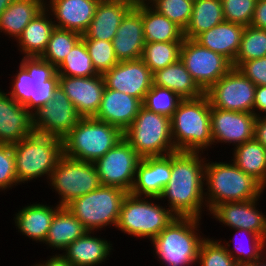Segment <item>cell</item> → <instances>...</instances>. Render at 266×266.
I'll return each mask as SVG.
<instances>
[{"label":"cell","instance_id":"30bf717a","mask_svg":"<svg viewBox=\"0 0 266 266\" xmlns=\"http://www.w3.org/2000/svg\"><path fill=\"white\" fill-rule=\"evenodd\" d=\"M127 194L128 192L118 187L101 185L98 189L74 199L65 207L88 231H101V228L106 226L116 227Z\"/></svg>","mask_w":266,"mask_h":266},{"label":"cell","instance_id":"e0dca14e","mask_svg":"<svg viewBox=\"0 0 266 266\" xmlns=\"http://www.w3.org/2000/svg\"><path fill=\"white\" fill-rule=\"evenodd\" d=\"M254 113L223 110L211 107V134L213 144L238 145L254 139ZM229 143V144H228Z\"/></svg>","mask_w":266,"mask_h":266},{"label":"cell","instance_id":"60d3db41","mask_svg":"<svg viewBox=\"0 0 266 266\" xmlns=\"http://www.w3.org/2000/svg\"><path fill=\"white\" fill-rule=\"evenodd\" d=\"M182 100L172 90L152 85L144 97L142 106L157 114L171 118Z\"/></svg>","mask_w":266,"mask_h":266},{"label":"cell","instance_id":"6da1fadb","mask_svg":"<svg viewBox=\"0 0 266 266\" xmlns=\"http://www.w3.org/2000/svg\"><path fill=\"white\" fill-rule=\"evenodd\" d=\"M202 152L175 151L171 153V177L159 200L168 198V208L177 217L202 219L206 157ZM205 159V160H204Z\"/></svg>","mask_w":266,"mask_h":266},{"label":"cell","instance_id":"836d02e7","mask_svg":"<svg viewBox=\"0 0 266 266\" xmlns=\"http://www.w3.org/2000/svg\"><path fill=\"white\" fill-rule=\"evenodd\" d=\"M145 43L183 42V30L150 6H142Z\"/></svg>","mask_w":266,"mask_h":266},{"label":"cell","instance_id":"f35d334b","mask_svg":"<svg viewBox=\"0 0 266 266\" xmlns=\"http://www.w3.org/2000/svg\"><path fill=\"white\" fill-rule=\"evenodd\" d=\"M235 232L247 234L249 236L247 245L240 243L239 241L230 240L231 242L234 241V247H231L230 241H225L226 245L225 248L230 254V256L238 263H253L257 259H259L264 253H266V240L263 237H260L258 234H255L251 231H247L244 229H234ZM240 235V236H241ZM237 236V235H236ZM235 239V238H234ZM238 239V238H237ZM236 239V240H237ZM231 247V248H230Z\"/></svg>","mask_w":266,"mask_h":266},{"label":"cell","instance_id":"2e32d148","mask_svg":"<svg viewBox=\"0 0 266 266\" xmlns=\"http://www.w3.org/2000/svg\"><path fill=\"white\" fill-rule=\"evenodd\" d=\"M102 76L105 88L126 93L141 102L153 85V73L141 59L119 61Z\"/></svg>","mask_w":266,"mask_h":266},{"label":"cell","instance_id":"484cf974","mask_svg":"<svg viewBox=\"0 0 266 266\" xmlns=\"http://www.w3.org/2000/svg\"><path fill=\"white\" fill-rule=\"evenodd\" d=\"M245 26L224 21L208 31L202 32L194 40L227 58L232 64L237 56Z\"/></svg>","mask_w":266,"mask_h":266},{"label":"cell","instance_id":"f907efd6","mask_svg":"<svg viewBox=\"0 0 266 266\" xmlns=\"http://www.w3.org/2000/svg\"><path fill=\"white\" fill-rule=\"evenodd\" d=\"M254 139L266 148V116L257 117L254 125Z\"/></svg>","mask_w":266,"mask_h":266},{"label":"cell","instance_id":"816d5d0a","mask_svg":"<svg viewBox=\"0 0 266 266\" xmlns=\"http://www.w3.org/2000/svg\"><path fill=\"white\" fill-rule=\"evenodd\" d=\"M32 266V265H31ZM33 266H73L61 254L52 255L42 263H35Z\"/></svg>","mask_w":266,"mask_h":266},{"label":"cell","instance_id":"d590c367","mask_svg":"<svg viewBox=\"0 0 266 266\" xmlns=\"http://www.w3.org/2000/svg\"><path fill=\"white\" fill-rule=\"evenodd\" d=\"M183 42H151L145 43L141 60L152 73L175 63L180 59Z\"/></svg>","mask_w":266,"mask_h":266},{"label":"cell","instance_id":"ee69618b","mask_svg":"<svg viewBox=\"0 0 266 266\" xmlns=\"http://www.w3.org/2000/svg\"><path fill=\"white\" fill-rule=\"evenodd\" d=\"M197 262L200 266H237L224 243L219 239L205 238L200 246Z\"/></svg>","mask_w":266,"mask_h":266},{"label":"cell","instance_id":"8992f818","mask_svg":"<svg viewBox=\"0 0 266 266\" xmlns=\"http://www.w3.org/2000/svg\"><path fill=\"white\" fill-rule=\"evenodd\" d=\"M12 147L19 185L43 176L49 180L63 155L62 139L35 132Z\"/></svg>","mask_w":266,"mask_h":266},{"label":"cell","instance_id":"277c9868","mask_svg":"<svg viewBox=\"0 0 266 266\" xmlns=\"http://www.w3.org/2000/svg\"><path fill=\"white\" fill-rule=\"evenodd\" d=\"M8 94L31 113L46 105L59 86L57 68L41 57H23Z\"/></svg>","mask_w":266,"mask_h":266},{"label":"cell","instance_id":"ab89813d","mask_svg":"<svg viewBox=\"0 0 266 266\" xmlns=\"http://www.w3.org/2000/svg\"><path fill=\"white\" fill-rule=\"evenodd\" d=\"M266 57V30L245 26L233 68L243 61Z\"/></svg>","mask_w":266,"mask_h":266},{"label":"cell","instance_id":"5b68a950","mask_svg":"<svg viewBox=\"0 0 266 266\" xmlns=\"http://www.w3.org/2000/svg\"><path fill=\"white\" fill-rule=\"evenodd\" d=\"M195 217H176L152 241L153 252L165 266H191L197 263L202 241L200 221Z\"/></svg>","mask_w":266,"mask_h":266},{"label":"cell","instance_id":"44dd1931","mask_svg":"<svg viewBox=\"0 0 266 266\" xmlns=\"http://www.w3.org/2000/svg\"><path fill=\"white\" fill-rule=\"evenodd\" d=\"M99 1L49 0L45 2V8L51 13V17L54 16L53 22L56 28L75 31L83 35L95 15Z\"/></svg>","mask_w":266,"mask_h":266},{"label":"cell","instance_id":"d4e9b609","mask_svg":"<svg viewBox=\"0 0 266 266\" xmlns=\"http://www.w3.org/2000/svg\"><path fill=\"white\" fill-rule=\"evenodd\" d=\"M132 7L127 0H100L82 39L112 41L123 17Z\"/></svg>","mask_w":266,"mask_h":266},{"label":"cell","instance_id":"d6a6232c","mask_svg":"<svg viewBox=\"0 0 266 266\" xmlns=\"http://www.w3.org/2000/svg\"><path fill=\"white\" fill-rule=\"evenodd\" d=\"M230 160L247 175L266 187V148L255 139L232 148Z\"/></svg>","mask_w":266,"mask_h":266},{"label":"cell","instance_id":"7bdbcfd3","mask_svg":"<svg viewBox=\"0 0 266 266\" xmlns=\"http://www.w3.org/2000/svg\"><path fill=\"white\" fill-rule=\"evenodd\" d=\"M88 49L92 64L98 74L103 75L119 61L115 55L112 41L82 39Z\"/></svg>","mask_w":266,"mask_h":266},{"label":"cell","instance_id":"4316f807","mask_svg":"<svg viewBox=\"0 0 266 266\" xmlns=\"http://www.w3.org/2000/svg\"><path fill=\"white\" fill-rule=\"evenodd\" d=\"M93 234L95 233L88 231L67 246L61 255L73 266H96L105 263L113 250L112 244Z\"/></svg>","mask_w":266,"mask_h":266},{"label":"cell","instance_id":"cb8c5ba5","mask_svg":"<svg viewBox=\"0 0 266 266\" xmlns=\"http://www.w3.org/2000/svg\"><path fill=\"white\" fill-rule=\"evenodd\" d=\"M141 106L142 102L138 98L105 88L94 118L114 125L124 132L133 123Z\"/></svg>","mask_w":266,"mask_h":266},{"label":"cell","instance_id":"3957f363","mask_svg":"<svg viewBox=\"0 0 266 266\" xmlns=\"http://www.w3.org/2000/svg\"><path fill=\"white\" fill-rule=\"evenodd\" d=\"M211 105L204 94L196 99L182 100L171 121L172 141L176 151L202 152L213 145ZM206 149V150H205Z\"/></svg>","mask_w":266,"mask_h":266},{"label":"cell","instance_id":"f1b7e54d","mask_svg":"<svg viewBox=\"0 0 266 266\" xmlns=\"http://www.w3.org/2000/svg\"><path fill=\"white\" fill-rule=\"evenodd\" d=\"M49 15V16H48ZM51 13L44 8L24 28L16 40L23 57H41L47 48L49 38L55 29V23L50 18Z\"/></svg>","mask_w":266,"mask_h":266},{"label":"cell","instance_id":"e575fe53","mask_svg":"<svg viewBox=\"0 0 266 266\" xmlns=\"http://www.w3.org/2000/svg\"><path fill=\"white\" fill-rule=\"evenodd\" d=\"M224 21L221 0H194L190 21L183 31L184 38L195 39Z\"/></svg>","mask_w":266,"mask_h":266},{"label":"cell","instance_id":"4fadbf2b","mask_svg":"<svg viewBox=\"0 0 266 266\" xmlns=\"http://www.w3.org/2000/svg\"><path fill=\"white\" fill-rule=\"evenodd\" d=\"M141 159L135 149L122 138L94 162L101 185L118 187L130 193Z\"/></svg>","mask_w":266,"mask_h":266},{"label":"cell","instance_id":"1f68e13d","mask_svg":"<svg viewBox=\"0 0 266 266\" xmlns=\"http://www.w3.org/2000/svg\"><path fill=\"white\" fill-rule=\"evenodd\" d=\"M44 8V0H14L0 15V32L17 40L29 22Z\"/></svg>","mask_w":266,"mask_h":266},{"label":"cell","instance_id":"7a4b0ae2","mask_svg":"<svg viewBox=\"0 0 266 266\" xmlns=\"http://www.w3.org/2000/svg\"><path fill=\"white\" fill-rule=\"evenodd\" d=\"M205 162L204 199L208 212L225 202H244L260 198L265 188L232 161Z\"/></svg>","mask_w":266,"mask_h":266},{"label":"cell","instance_id":"74e56055","mask_svg":"<svg viewBox=\"0 0 266 266\" xmlns=\"http://www.w3.org/2000/svg\"><path fill=\"white\" fill-rule=\"evenodd\" d=\"M81 39L78 32L55 27L41 58L57 68Z\"/></svg>","mask_w":266,"mask_h":266},{"label":"cell","instance_id":"ac0fdd59","mask_svg":"<svg viewBox=\"0 0 266 266\" xmlns=\"http://www.w3.org/2000/svg\"><path fill=\"white\" fill-rule=\"evenodd\" d=\"M59 86L81 117L96 115L105 89L101 74L92 77L59 76Z\"/></svg>","mask_w":266,"mask_h":266},{"label":"cell","instance_id":"8d00e7d4","mask_svg":"<svg viewBox=\"0 0 266 266\" xmlns=\"http://www.w3.org/2000/svg\"><path fill=\"white\" fill-rule=\"evenodd\" d=\"M59 76L92 77L99 75L89 56L85 42L81 39L66 55L62 63L57 67Z\"/></svg>","mask_w":266,"mask_h":266},{"label":"cell","instance_id":"83f0119b","mask_svg":"<svg viewBox=\"0 0 266 266\" xmlns=\"http://www.w3.org/2000/svg\"><path fill=\"white\" fill-rule=\"evenodd\" d=\"M59 208L58 204L55 207L42 203L29 204L15 214L16 229L32 241L44 244L52 218Z\"/></svg>","mask_w":266,"mask_h":266},{"label":"cell","instance_id":"11a10c76","mask_svg":"<svg viewBox=\"0 0 266 266\" xmlns=\"http://www.w3.org/2000/svg\"><path fill=\"white\" fill-rule=\"evenodd\" d=\"M14 0H0V15Z\"/></svg>","mask_w":266,"mask_h":266},{"label":"cell","instance_id":"f6af8a7d","mask_svg":"<svg viewBox=\"0 0 266 266\" xmlns=\"http://www.w3.org/2000/svg\"><path fill=\"white\" fill-rule=\"evenodd\" d=\"M224 20L250 26L257 0H221Z\"/></svg>","mask_w":266,"mask_h":266},{"label":"cell","instance_id":"5bb4252c","mask_svg":"<svg viewBox=\"0 0 266 266\" xmlns=\"http://www.w3.org/2000/svg\"><path fill=\"white\" fill-rule=\"evenodd\" d=\"M256 85L237 68H232L206 92L211 107L253 113Z\"/></svg>","mask_w":266,"mask_h":266},{"label":"cell","instance_id":"f5cc1de1","mask_svg":"<svg viewBox=\"0 0 266 266\" xmlns=\"http://www.w3.org/2000/svg\"><path fill=\"white\" fill-rule=\"evenodd\" d=\"M266 253H264L259 259L253 263H240L237 266H266Z\"/></svg>","mask_w":266,"mask_h":266},{"label":"cell","instance_id":"7dc6e473","mask_svg":"<svg viewBox=\"0 0 266 266\" xmlns=\"http://www.w3.org/2000/svg\"><path fill=\"white\" fill-rule=\"evenodd\" d=\"M237 69L256 86H266V57L243 61Z\"/></svg>","mask_w":266,"mask_h":266},{"label":"cell","instance_id":"c3c4849f","mask_svg":"<svg viewBox=\"0 0 266 266\" xmlns=\"http://www.w3.org/2000/svg\"><path fill=\"white\" fill-rule=\"evenodd\" d=\"M250 26L266 30V0H257Z\"/></svg>","mask_w":266,"mask_h":266},{"label":"cell","instance_id":"9a60e30c","mask_svg":"<svg viewBox=\"0 0 266 266\" xmlns=\"http://www.w3.org/2000/svg\"><path fill=\"white\" fill-rule=\"evenodd\" d=\"M35 133L63 139L78 123L81 116L60 86L52 99L32 113Z\"/></svg>","mask_w":266,"mask_h":266},{"label":"cell","instance_id":"7402d4cb","mask_svg":"<svg viewBox=\"0 0 266 266\" xmlns=\"http://www.w3.org/2000/svg\"><path fill=\"white\" fill-rule=\"evenodd\" d=\"M171 177V154L144 157L137 166L131 194L135 196L160 197Z\"/></svg>","mask_w":266,"mask_h":266},{"label":"cell","instance_id":"b9f144b4","mask_svg":"<svg viewBox=\"0 0 266 266\" xmlns=\"http://www.w3.org/2000/svg\"><path fill=\"white\" fill-rule=\"evenodd\" d=\"M193 4L194 0H155L149 6L184 31L190 21Z\"/></svg>","mask_w":266,"mask_h":266},{"label":"cell","instance_id":"603a6c76","mask_svg":"<svg viewBox=\"0 0 266 266\" xmlns=\"http://www.w3.org/2000/svg\"><path fill=\"white\" fill-rule=\"evenodd\" d=\"M112 43L118 61L141 59L145 45L142 6L132 7L126 13Z\"/></svg>","mask_w":266,"mask_h":266},{"label":"cell","instance_id":"ba28073f","mask_svg":"<svg viewBox=\"0 0 266 266\" xmlns=\"http://www.w3.org/2000/svg\"><path fill=\"white\" fill-rule=\"evenodd\" d=\"M155 200L159 201V198L128 193L123 200L116 228L124 234L146 237L152 241L177 217L166 204L163 207L154 203Z\"/></svg>","mask_w":266,"mask_h":266},{"label":"cell","instance_id":"52a82bcc","mask_svg":"<svg viewBox=\"0 0 266 266\" xmlns=\"http://www.w3.org/2000/svg\"><path fill=\"white\" fill-rule=\"evenodd\" d=\"M123 138V131L94 117H81L62 139L63 154L77 160L95 162Z\"/></svg>","mask_w":266,"mask_h":266},{"label":"cell","instance_id":"4dcf8cb0","mask_svg":"<svg viewBox=\"0 0 266 266\" xmlns=\"http://www.w3.org/2000/svg\"><path fill=\"white\" fill-rule=\"evenodd\" d=\"M87 232L85 226L66 207H60L52 218L44 243L51 249L62 251Z\"/></svg>","mask_w":266,"mask_h":266},{"label":"cell","instance_id":"d6986e66","mask_svg":"<svg viewBox=\"0 0 266 266\" xmlns=\"http://www.w3.org/2000/svg\"><path fill=\"white\" fill-rule=\"evenodd\" d=\"M260 198L244 202H225L209 214L229 228L244 229L266 240V215L256 208Z\"/></svg>","mask_w":266,"mask_h":266},{"label":"cell","instance_id":"7c38bea8","mask_svg":"<svg viewBox=\"0 0 266 266\" xmlns=\"http://www.w3.org/2000/svg\"><path fill=\"white\" fill-rule=\"evenodd\" d=\"M180 59L204 92L233 68L227 58L201 46L194 39H183Z\"/></svg>","mask_w":266,"mask_h":266},{"label":"cell","instance_id":"f546056e","mask_svg":"<svg viewBox=\"0 0 266 266\" xmlns=\"http://www.w3.org/2000/svg\"><path fill=\"white\" fill-rule=\"evenodd\" d=\"M153 85L168 88L181 99H196L205 92L197 85L181 59L153 73Z\"/></svg>","mask_w":266,"mask_h":266},{"label":"cell","instance_id":"bcb514c9","mask_svg":"<svg viewBox=\"0 0 266 266\" xmlns=\"http://www.w3.org/2000/svg\"><path fill=\"white\" fill-rule=\"evenodd\" d=\"M19 185L12 145L0 144V192Z\"/></svg>","mask_w":266,"mask_h":266},{"label":"cell","instance_id":"681fc988","mask_svg":"<svg viewBox=\"0 0 266 266\" xmlns=\"http://www.w3.org/2000/svg\"><path fill=\"white\" fill-rule=\"evenodd\" d=\"M253 113L257 117H260L262 113V116H266V86H256Z\"/></svg>","mask_w":266,"mask_h":266},{"label":"cell","instance_id":"8fae6325","mask_svg":"<svg viewBox=\"0 0 266 266\" xmlns=\"http://www.w3.org/2000/svg\"><path fill=\"white\" fill-rule=\"evenodd\" d=\"M59 195L58 205L65 207L71 201L86 195L101 186L93 162H86L62 155L49 181Z\"/></svg>","mask_w":266,"mask_h":266},{"label":"cell","instance_id":"9c48e42d","mask_svg":"<svg viewBox=\"0 0 266 266\" xmlns=\"http://www.w3.org/2000/svg\"><path fill=\"white\" fill-rule=\"evenodd\" d=\"M123 138L141 157L166 156L175 152L170 118L141 106Z\"/></svg>","mask_w":266,"mask_h":266},{"label":"cell","instance_id":"ffe728a7","mask_svg":"<svg viewBox=\"0 0 266 266\" xmlns=\"http://www.w3.org/2000/svg\"><path fill=\"white\" fill-rule=\"evenodd\" d=\"M33 133L32 113L0 89V144L13 145Z\"/></svg>","mask_w":266,"mask_h":266},{"label":"cell","instance_id":"db71d44e","mask_svg":"<svg viewBox=\"0 0 266 266\" xmlns=\"http://www.w3.org/2000/svg\"><path fill=\"white\" fill-rule=\"evenodd\" d=\"M133 7L149 6L155 0H127Z\"/></svg>","mask_w":266,"mask_h":266}]
</instances>
